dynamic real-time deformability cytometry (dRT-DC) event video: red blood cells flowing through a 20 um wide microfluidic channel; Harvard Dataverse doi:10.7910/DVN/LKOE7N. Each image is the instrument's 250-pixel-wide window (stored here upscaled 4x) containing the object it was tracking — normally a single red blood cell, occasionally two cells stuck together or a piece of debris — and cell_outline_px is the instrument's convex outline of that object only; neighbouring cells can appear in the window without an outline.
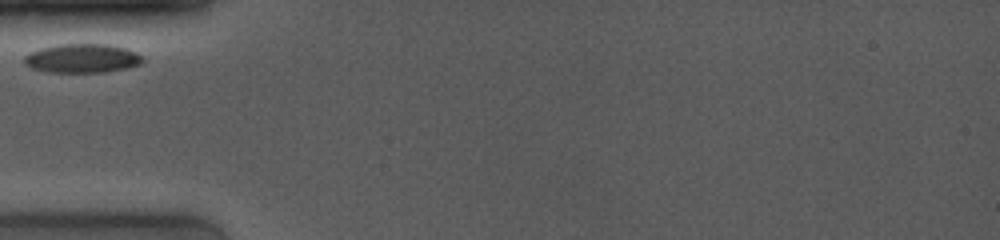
{"species": "common noctule bat (a hibernating species)", "species_latin": "Nyctalus noctula", "temperature_condition": "room temperature", "stored_images_in_passage": 1, "camera_frame_rate_fps": 4000, "um_per_image_px": 0.085, "animal": {"sex": "female", "body_mass_g": 19.0, "forearm_length_mm": 53.3}, "frame": {"image": 1, "passage_image": 1, "time_ms": 0.0, "image_size_px": [1000, 240], "cell_outline_px": [[144, 60], [140, 64], [128, 68], [104, 72], [48, 72], [32, 68], [24, 64], [24, 56], [28, 52], [40, 48], [56, 44], [108, 44], [124, 48], [136, 52]], "centroid_in_image_um": [6.95, 4.95], "position_along_channel_um": 78.0, "area_um2": 20.06}}